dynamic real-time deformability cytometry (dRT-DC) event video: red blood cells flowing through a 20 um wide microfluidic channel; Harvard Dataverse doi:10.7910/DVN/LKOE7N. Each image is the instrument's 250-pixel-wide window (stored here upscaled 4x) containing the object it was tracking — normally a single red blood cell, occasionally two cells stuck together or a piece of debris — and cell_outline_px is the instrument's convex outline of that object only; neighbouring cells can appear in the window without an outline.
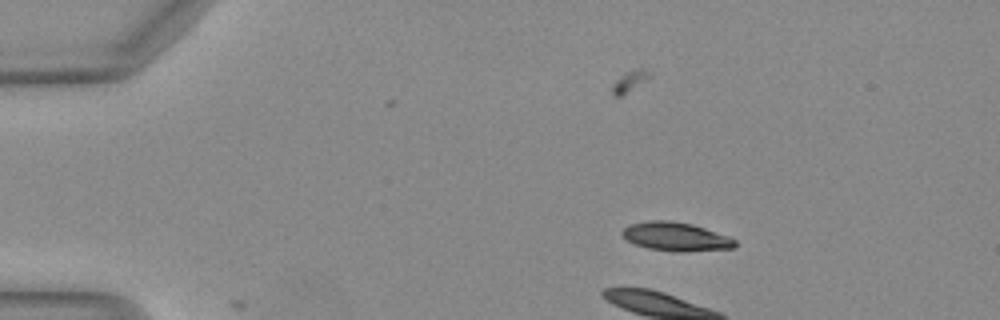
{"species": "Egyptian fruit bat (a non-hibernating species)", "species_latin": "Rousettus aegyptiacus", "temperature_condition": "warm", "stored_images_in_passage": 2, "camera_frame_rate_fps": 3000, "um_per_image_px": 0.085, "animal": {"sex": "female"}, "frame": {"image": 1, "passage_image": 1, "time_ms": 0.0, "image_size_px": [1000, 320], "cell_outline_px": [[736, 244], [732, 248], [684, 252], [676, 252], [648, 248], [636, 244], [628, 240], [620, 232], [628, 224], [648, 220], [668, 220], [692, 224], [728, 236], [736, 240]], "centroid_in_image_um": [57.43, 20.11], "position_along_channel_um": 27.6, "area_um2": 18.79}}